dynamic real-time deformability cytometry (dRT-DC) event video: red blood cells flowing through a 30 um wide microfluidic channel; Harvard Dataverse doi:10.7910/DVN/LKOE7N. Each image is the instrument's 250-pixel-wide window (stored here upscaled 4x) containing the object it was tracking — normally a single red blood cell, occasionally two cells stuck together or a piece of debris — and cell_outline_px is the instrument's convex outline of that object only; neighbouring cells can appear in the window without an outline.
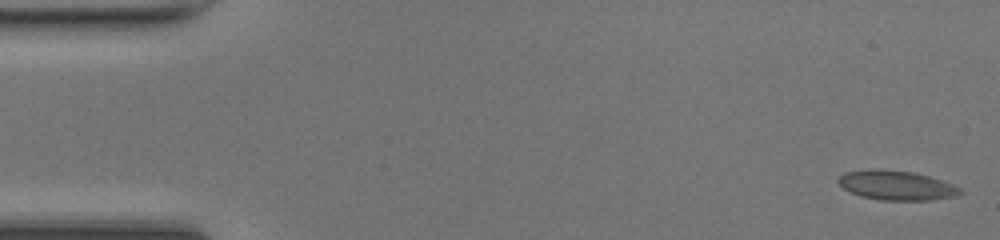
{"species": "common noctule bat (a hibernating species)", "species_latin": "Nyctalus noctula", "temperature_condition": "room temperature", "stored_images_in_passage": 48, "camera_frame_rate_fps": 3000, "um_per_image_px": 0.085, "animal": {"sex": "female", "body_mass_g": 17.0, "forearm_length_mm": 48.0}, "frame": {"image": 1, "passage_image": 1, "time_ms": 0.0, "image_size_px": [1000, 240], "cell_outline_px": [[964, 192], [956, 196], [932, 200], [880, 200], [860, 196], [844, 188], [836, 180], [844, 172], [912, 172], [928, 176], [952, 184], [960, 188]], "centroid_in_image_um": [76.27, 15.81], "position_along_channel_um": 8.7, "area_um2": 19.88}}
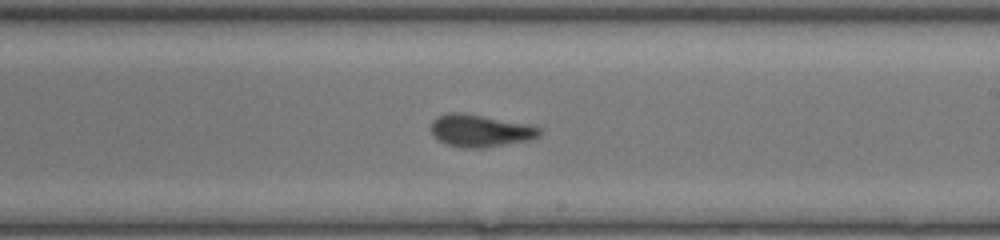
{"frame": {"image": 2, "passage_image": 28, "time_ms": 9.0, "image_size_px": [1000, 240], "cell_outline_px": [[540, 136], [532, 140], [484, 148], [460, 148], [444, 144], [436, 140], [432, 136], [432, 120], [436, 116], [448, 112], [460, 112], [528, 124], [540, 128]], "centroid_in_image_um": [40.78, 11.13], "position_along_channel_um": 248.2, "area_um2": 20.75}}
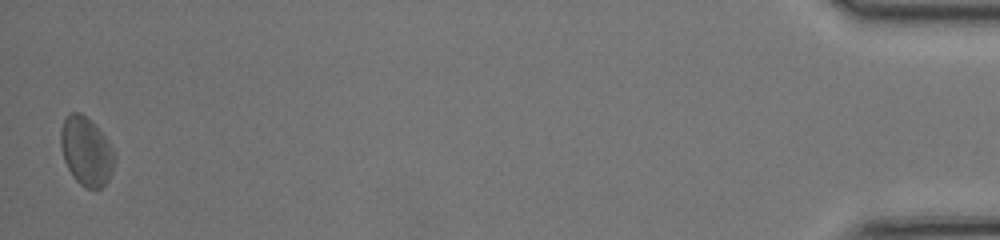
{"frame": {"image": 3, "passage_image": 48, "time_ms": 15.667, "image_size_px": [1000, 240], "cell_outline_px": [[116, 160], [112, 172], [108, 180], [100, 188], [84, 188], [72, 176], [64, 160], [60, 144], [60, 128], [64, 116], [68, 112], [80, 112], [92, 120], [108, 140], [116, 156]], "centroid_in_image_um": [7.32, 12.82], "position_along_channel_um": 427.9, "area_um2": 21.96}, "authors_computed_cell_mechanics": {"area_um2": 20.1722, "velocity_mm_per_s": 4.2099, "shape_relaxation_time_tau1_ms": 5.7897, "shape_relaxation_time_tau2_ms": 1.1682, "deformation_change_tau1": 0.1388, "deformation_change_tau2": 0.0475}}